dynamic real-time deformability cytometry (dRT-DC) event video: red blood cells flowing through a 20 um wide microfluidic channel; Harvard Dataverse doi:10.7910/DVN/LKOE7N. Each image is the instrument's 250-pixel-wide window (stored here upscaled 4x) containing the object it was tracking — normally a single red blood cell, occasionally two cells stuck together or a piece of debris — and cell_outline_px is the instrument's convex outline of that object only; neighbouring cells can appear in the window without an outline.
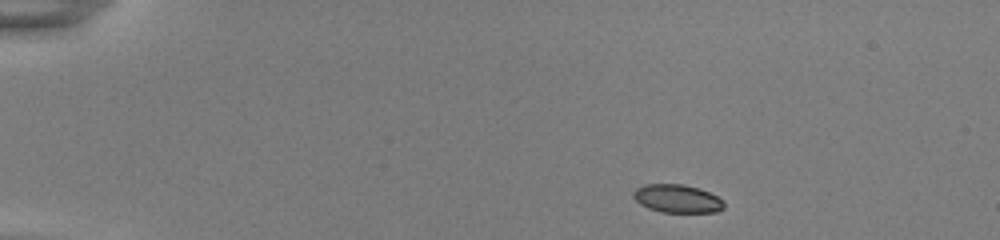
{"species": "common noctule bat (a hibernating species)", "species_latin": "Nyctalus noctula", "temperature_condition": "room temperature", "stored_images_in_passage": 45, "camera_frame_rate_fps": 3000, "um_per_image_px": 0.085, "animal": {"sex": "female", "body_mass_g": 22.0, "forearm_length_mm": 56.7}, "frame": {"image": 1, "passage_image": 1, "time_ms": 0.0, "image_size_px": [1000, 240], "cell_outline_px": [[724, 208], [716, 212], [660, 212], [648, 208], [640, 204], [632, 196], [632, 192], [636, 188], [644, 184], [684, 184], [700, 188], [724, 200]], "centroid_in_image_um": [57.55, 16.88], "position_along_channel_um": 27.4, "area_um2": 15.03}}
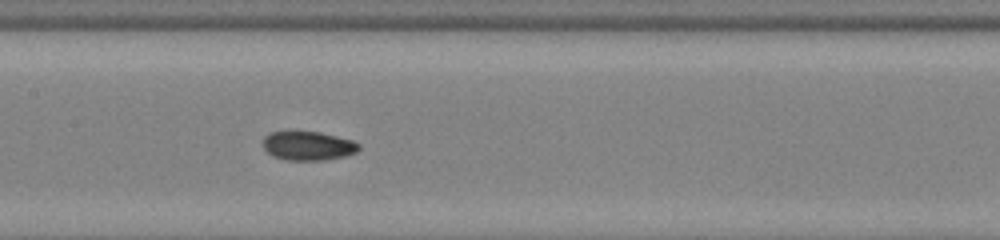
{"frame": {"image": 2, "passage_image": 20, "time_ms": 6.333, "image_size_px": [1000, 240], "cell_outline_px": [[360, 148], [356, 152], [344, 156], [324, 160], [288, 160], [272, 156], [264, 148], [264, 136], [268, 132], [288, 128], [320, 132], [352, 140], [360, 144]], "centroid_in_image_um": [26.13, 12.34], "position_along_channel_um": 181.3, "area_um2": 16.82}}
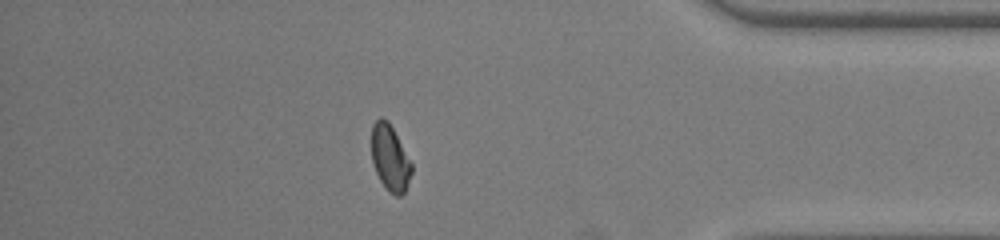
{"frame": {"image": 3, "passage_image": 39, "time_ms": 12.667, "image_size_px": [1000, 240], "cell_outline_px": [[412, 172], [408, 184], [404, 192], [400, 196], [396, 196], [388, 192], [380, 180], [376, 172], [372, 160], [372, 124], [380, 116], [388, 120], [412, 164]], "centroid_in_image_um": [33.15, 13.43], "position_along_channel_um": 402.1, "area_um2": 15.32}, "authors_computed_cell_mechanics": {"area_um2": 16.2418, "velocity_mm_per_s": 3.8749, "shape_relaxation_time_tau1_ms": 5.2141, "shape_relaxation_time_tau2_ms": 2.4728, "deformation_change_tau1": 0.1579, "deformation_change_tau2": 0.0537}}